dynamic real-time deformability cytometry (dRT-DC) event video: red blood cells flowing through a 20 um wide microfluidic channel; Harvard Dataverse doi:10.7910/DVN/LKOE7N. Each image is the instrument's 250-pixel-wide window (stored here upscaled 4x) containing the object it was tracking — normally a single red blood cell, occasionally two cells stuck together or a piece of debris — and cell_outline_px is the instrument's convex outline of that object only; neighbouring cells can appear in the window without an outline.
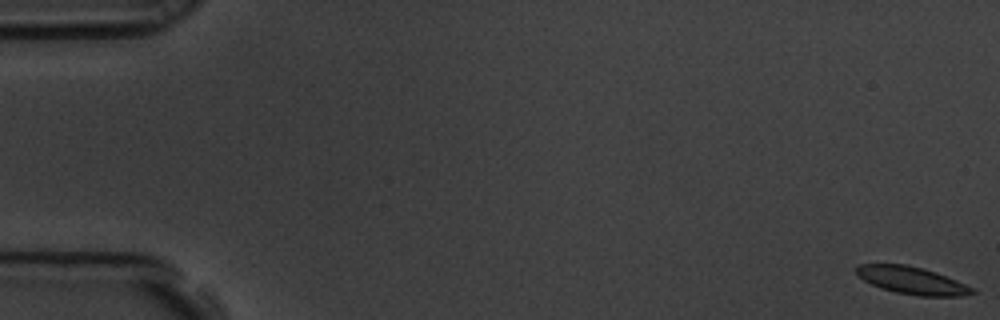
{"species": "common noctule bat (a hibernating species)", "species_latin": "Nyctalus noctula", "temperature_condition": "room temperature", "stored_images_in_passage": 5, "camera_frame_rate_fps": 3000, "um_per_image_px": 0.085, "animal": {"sex": "male", "body_mass_g": 19.5, "forearm_length_mm": 54.6}, "frame": {"image": 1, "passage_image": 1, "time_ms": 0.0, "image_size_px": [1000, 320], "cell_outline_px": [[976, 292], [960, 296], [920, 296], [896, 292], [880, 288], [864, 280], [852, 268], [856, 264], [904, 264], [924, 268], [936, 272], [956, 280], [972, 288]], "centroid_in_image_um": [77.46, 23.82], "position_along_channel_um": 7.5, "area_um2": 18.44}}